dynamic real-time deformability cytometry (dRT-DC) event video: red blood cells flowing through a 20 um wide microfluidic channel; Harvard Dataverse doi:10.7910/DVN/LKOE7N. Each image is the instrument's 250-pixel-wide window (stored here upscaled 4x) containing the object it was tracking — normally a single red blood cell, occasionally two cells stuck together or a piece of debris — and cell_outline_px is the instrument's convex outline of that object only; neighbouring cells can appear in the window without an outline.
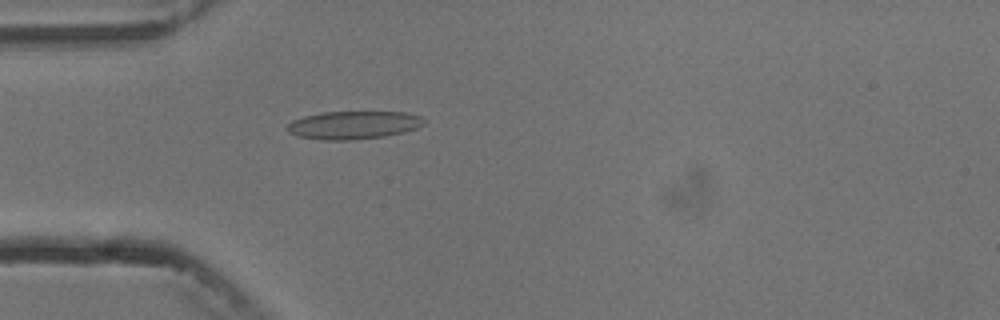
{"species": "common noctule bat (a hibernating species)", "species_latin": "Nyctalus noctula", "temperature_condition": "cold", "stored_images_in_passage": 1, "camera_frame_rate_fps": 3000, "um_per_image_px": 0.085, "animal": {"sex": "male", "body_mass_g": 13.3}, "frame": {"image": 1, "passage_image": 1, "time_ms": 0.0, "image_size_px": [1000, 320], "cell_outline_px": [[424, 124], [416, 128], [404, 132], [384, 136], [348, 140], [324, 140], [296, 136], [288, 132], [288, 124], [292, 120], [304, 116], [320, 112], [404, 112], [420, 116], [424, 120]], "centroid_in_image_um": [30.02, 10.62], "position_along_channel_um": 55.0, "area_um2": 22.25}}